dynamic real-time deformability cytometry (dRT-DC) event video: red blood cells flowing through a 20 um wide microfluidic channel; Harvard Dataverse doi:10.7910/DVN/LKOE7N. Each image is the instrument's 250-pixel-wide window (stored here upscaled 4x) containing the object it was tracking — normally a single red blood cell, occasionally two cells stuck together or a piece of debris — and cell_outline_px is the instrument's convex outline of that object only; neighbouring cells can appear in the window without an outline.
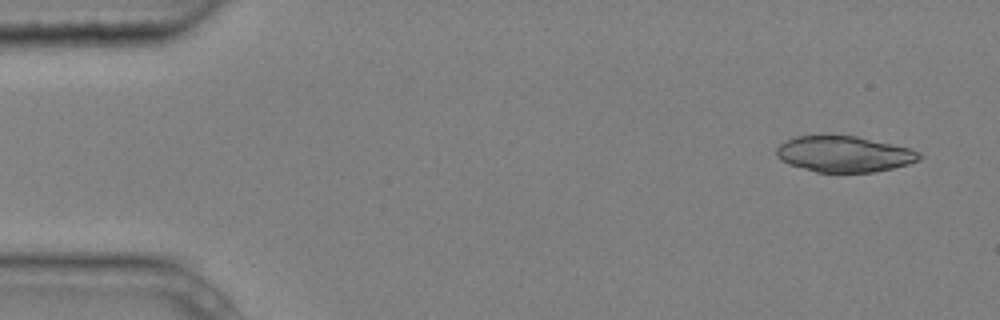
{"species": "common noctule bat (a hibernating species)", "species_latin": "Nyctalus noctula", "temperature_condition": "cold", "stored_images_in_passage": 10, "camera_frame_rate_fps": 3000, "um_per_image_px": 0.085, "animal": {"sex": "male", "body_mass_g": 20.4}, "frame": {"image": 1, "passage_image": 1, "time_ms": 0.0, "image_size_px": [1000, 320], "cell_outline_px": [[924, 156], [920, 160], [908, 164], [876, 172], [816, 172], [788, 164], [776, 156], [776, 148], [784, 140], [796, 136], [820, 132], [824, 132], [856, 136], [912, 148], [920, 152]], "centroid_in_image_um": [71.73, 13.05], "position_along_channel_um": 13.3, "area_um2": 30.98}}
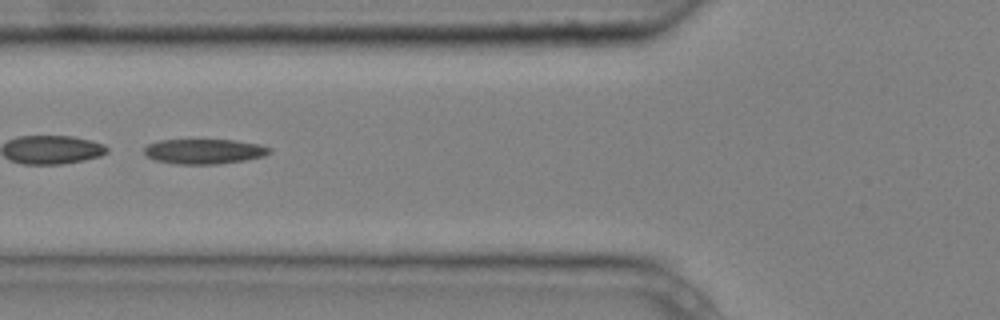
{"frame": {"image": 2, "passage_image": 5, "time_ms": 1.333, "image_size_px": [1000, 320], "cell_outline_px": [[272, 152], [264, 156], [244, 160], [216, 164], [176, 164], [156, 160], [144, 156], [144, 148], [148, 144], [160, 140], [236, 140], [260, 144], [272, 148]], "centroid_in_image_um": [17.36, 12.86], "position_along_channel_um": 108.4, "area_um2": 18.32}}